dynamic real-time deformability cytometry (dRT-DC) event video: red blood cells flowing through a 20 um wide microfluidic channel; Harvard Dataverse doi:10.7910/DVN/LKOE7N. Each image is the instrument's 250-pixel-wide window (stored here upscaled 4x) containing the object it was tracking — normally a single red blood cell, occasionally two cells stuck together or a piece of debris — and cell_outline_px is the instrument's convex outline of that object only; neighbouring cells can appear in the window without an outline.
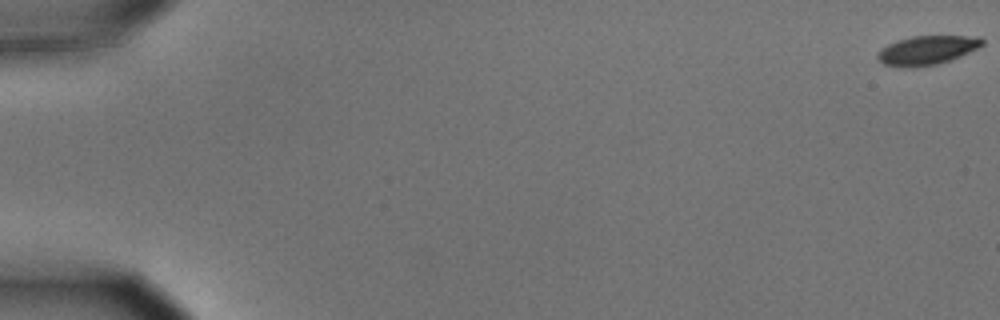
{"species": "common noctule bat (a hibernating species)", "species_latin": "Nyctalus noctula", "temperature_condition": "cold", "stored_images_in_passage": 9, "camera_frame_rate_fps": 3000, "um_per_image_px": 0.085, "animal": {"sex": "male", "body_mass_g": 15.6}, "frame": {"image": 1, "passage_image": 1, "time_ms": 0.0, "image_size_px": [1000, 320], "cell_outline_px": [[984, 44], [960, 56], [936, 64], [912, 68], [900, 68], [884, 64], [876, 60], [876, 52], [880, 48], [896, 40], [912, 36], [964, 36], [984, 40]], "centroid_in_image_um": [78.66, 4.29], "position_along_channel_um": 6.3, "area_um2": 17.69}}